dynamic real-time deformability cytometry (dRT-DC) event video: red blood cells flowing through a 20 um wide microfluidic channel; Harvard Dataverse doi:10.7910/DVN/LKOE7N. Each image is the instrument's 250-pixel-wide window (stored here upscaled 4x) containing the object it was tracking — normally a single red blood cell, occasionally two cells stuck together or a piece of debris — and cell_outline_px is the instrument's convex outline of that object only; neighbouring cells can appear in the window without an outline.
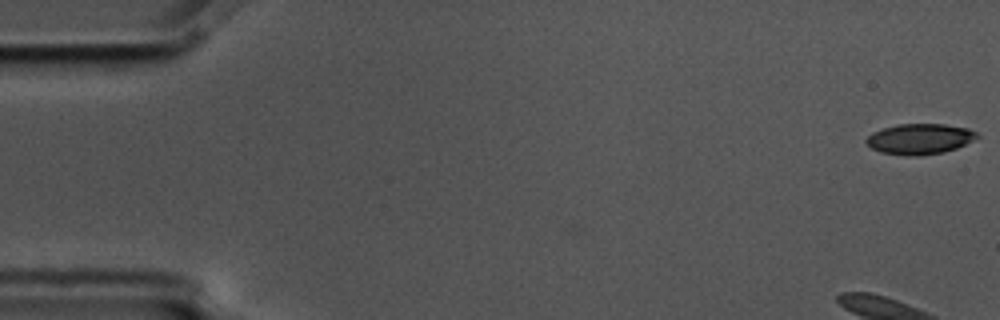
{"species": "common noctule bat (a hibernating species)", "species_latin": "Nyctalus noctula", "temperature_condition": "cold", "stored_images_in_passage": 47, "camera_frame_rate_fps": 3000, "um_per_image_px": 0.085, "animal": {"sex": "male", "body_mass_g": 17.5, "forearm_length_mm": 52.3}, "frame": {"image": 1, "passage_image": 1, "time_ms": 0.0, "image_size_px": [1000, 320], "cell_outline_px": [[980, 136], [956, 148], [944, 152], [920, 156], [908, 156], [880, 152], [872, 148], [864, 140], [872, 132], [884, 128], [900, 124], [944, 124], [968, 128], [976, 132]], "centroid_in_image_um": [78.17, 11.81], "position_along_channel_um": 6.8, "area_um2": 19.65}}